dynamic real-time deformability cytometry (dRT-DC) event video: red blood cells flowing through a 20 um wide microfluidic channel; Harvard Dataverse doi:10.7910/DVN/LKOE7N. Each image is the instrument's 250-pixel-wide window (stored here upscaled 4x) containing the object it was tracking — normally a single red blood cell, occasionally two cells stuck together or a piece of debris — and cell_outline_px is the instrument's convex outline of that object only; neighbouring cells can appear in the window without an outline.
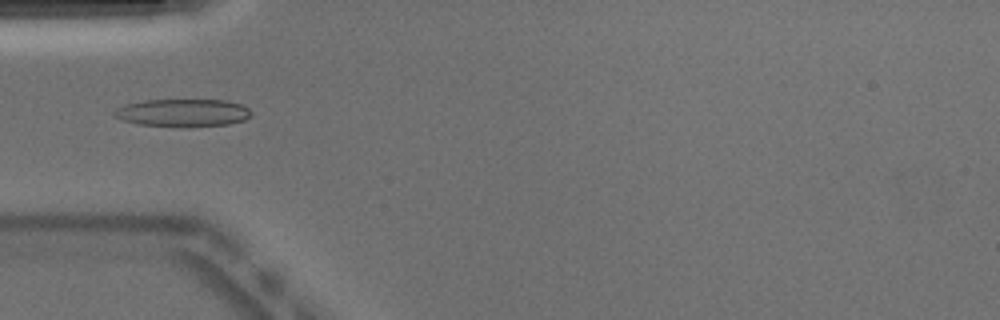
{"species": "Egyptian fruit bat (a non-hibernating species)", "species_latin": "Rousettus aegyptiacus", "temperature_condition": "warm", "stored_images_in_passage": 51, "camera_frame_rate_fps": 3000, "um_per_image_px": 0.085, "animal": {"sex": "male"}, "frame": {"image": 1, "passage_image": 16, "time_ms": 5.0, "image_size_px": [1000, 320], "cell_outline_px": [[252, 116], [244, 120], [228, 124], [184, 128], [180, 128], [140, 124], [124, 120], [116, 116], [112, 112], [116, 108], [124, 104], [144, 100], [228, 100], [240, 104], [248, 108], [252, 112]], "centroid_in_image_um": [15.56, 9.6], "position_along_channel_um": 69.4, "area_um2": 22.43}}
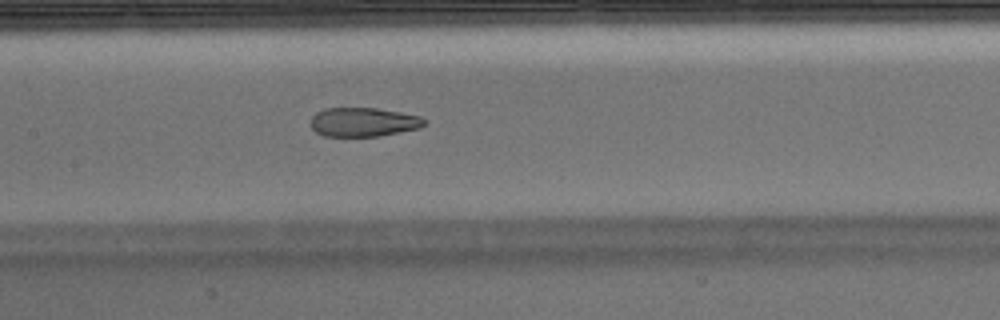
{"frame": {"image": 2, "passage_image": 24, "time_ms": 7.667, "image_size_px": [1000, 320], "cell_outline_px": [[428, 120], [420, 128], [380, 136], [324, 136], [316, 132], [308, 124], [312, 116], [316, 112], [324, 108], [376, 108], [400, 112], [420, 116]], "centroid_in_image_um": [30.86, 10.37], "position_along_channel_um": 176.5, "area_um2": 19.42}}
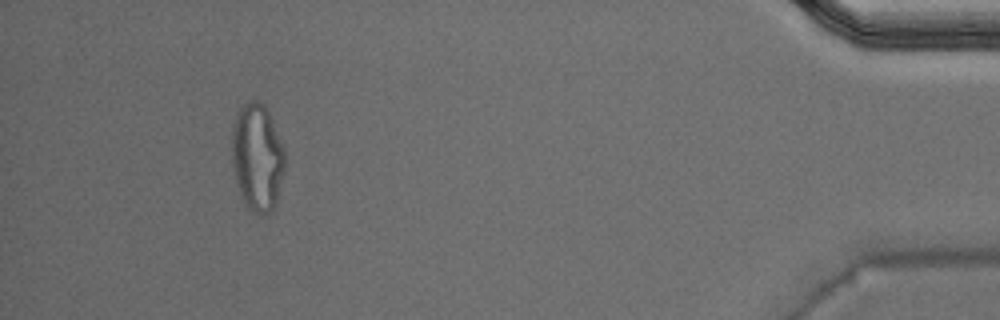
{"frame": {"image": 3, "passage_image": 47, "time_ms": 15.333, "image_size_px": [1000, 320], "cell_outline_px": [[284, 172], [276, 208], [268, 216], [260, 216], [252, 212], [244, 204], [240, 196], [236, 184], [232, 164], [232, 124], [236, 112], [248, 100], [256, 100], [264, 104], [272, 120], [284, 148]], "centroid_in_image_um": [21.86, 13.44], "position_along_channel_um": 413.3, "area_um2": 34.04}, "authors_computed_cell_mechanics": {"area_um2": 21.5594, "velocity_mm_per_s": 3.9612, "shape_relaxation_time_tau1_ms": null, "shape_relaxation_time_tau2_ms": 1.3843, "deformation_change_tau1": null, "deformation_change_tau2": 0.0805}}